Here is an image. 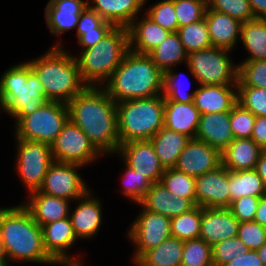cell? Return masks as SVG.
<instances>
[{"mask_svg": "<svg viewBox=\"0 0 266 266\" xmlns=\"http://www.w3.org/2000/svg\"><path fill=\"white\" fill-rule=\"evenodd\" d=\"M100 86H87L68 103L69 120L77 125L103 155L116 153L118 135L116 102Z\"/></svg>", "mask_w": 266, "mask_h": 266, "instance_id": "cell-1", "label": "cell"}, {"mask_svg": "<svg viewBox=\"0 0 266 266\" xmlns=\"http://www.w3.org/2000/svg\"><path fill=\"white\" fill-rule=\"evenodd\" d=\"M0 238L8 260L57 264L46 253L42 227L23 205L0 208Z\"/></svg>", "mask_w": 266, "mask_h": 266, "instance_id": "cell-2", "label": "cell"}, {"mask_svg": "<svg viewBox=\"0 0 266 266\" xmlns=\"http://www.w3.org/2000/svg\"><path fill=\"white\" fill-rule=\"evenodd\" d=\"M106 82L104 89L116 103L150 98L162 95L163 72L149 55L129 50Z\"/></svg>", "mask_w": 266, "mask_h": 266, "instance_id": "cell-3", "label": "cell"}, {"mask_svg": "<svg viewBox=\"0 0 266 266\" xmlns=\"http://www.w3.org/2000/svg\"><path fill=\"white\" fill-rule=\"evenodd\" d=\"M59 44L28 63L43 85L45 96L50 101L68 103L88 85L81 78L75 56L65 52Z\"/></svg>", "mask_w": 266, "mask_h": 266, "instance_id": "cell-4", "label": "cell"}, {"mask_svg": "<svg viewBox=\"0 0 266 266\" xmlns=\"http://www.w3.org/2000/svg\"><path fill=\"white\" fill-rule=\"evenodd\" d=\"M50 100L28 62L9 68L0 78V106L16 123Z\"/></svg>", "mask_w": 266, "mask_h": 266, "instance_id": "cell-5", "label": "cell"}, {"mask_svg": "<svg viewBox=\"0 0 266 266\" xmlns=\"http://www.w3.org/2000/svg\"><path fill=\"white\" fill-rule=\"evenodd\" d=\"M128 51V29L114 26L100 43L83 49L82 54L75 57L82 80L88 86H100L111 77Z\"/></svg>", "mask_w": 266, "mask_h": 266, "instance_id": "cell-6", "label": "cell"}, {"mask_svg": "<svg viewBox=\"0 0 266 266\" xmlns=\"http://www.w3.org/2000/svg\"><path fill=\"white\" fill-rule=\"evenodd\" d=\"M120 145L150 140L164 126V97L130 99L116 103Z\"/></svg>", "mask_w": 266, "mask_h": 266, "instance_id": "cell-7", "label": "cell"}, {"mask_svg": "<svg viewBox=\"0 0 266 266\" xmlns=\"http://www.w3.org/2000/svg\"><path fill=\"white\" fill-rule=\"evenodd\" d=\"M69 120L67 103L49 101L16 124V139L51 145Z\"/></svg>", "mask_w": 266, "mask_h": 266, "instance_id": "cell-8", "label": "cell"}, {"mask_svg": "<svg viewBox=\"0 0 266 266\" xmlns=\"http://www.w3.org/2000/svg\"><path fill=\"white\" fill-rule=\"evenodd\" d=\"M230 50L209 47L188 54L187 66L200 85H237L238 64L228 57Z\"/></svg>", "mask_w": 266, "mask_h": 266, "instance_id": "cell-9", "label": "cell"}, {"mask_svg": "<svg viewBox=\"0 0 266 266\" xmlns=\"http://www.w3.org/2000/svg\"><path fill=\"white\" fill-rule=\"evenodd\" d=\"M16 140L18 146L16 168L30 193L41 187L49 166L54 162L51 145L23 139Z\"/></svg>", "mask_w": 266, "mask_h": 266, "instance_id": "cell-10", "label": "cell"}, {"mask_svg": "<svg viewBox=\"0 0 266 266\" xmlns=\"http://www.w3.org/2000/svg\"><path fill=\"white\" fill-rule=\"evenodd\" d=\"M51 150L55 162L82 166L90 164L100 154L86 134L70 120L51 144Z\"/></svg>", "mask_w": 266, "mask_h": 266, "instance_id": "cell-11", "label": "cell"}, {"mask_svg": "<svg viewBox=\"0 0 266 266\" xmlns=\"http://www.w3.org/2000/svg\"><path fill=\"white\" fill-rule=\"evenodd\" d=\"M128 232L129 238L136 246L134 263L148 250L159 246L163 241L172 237L170 218L142 208Z\"/></svg>", "mask_w": 266, "mask_h": 266, "instance_id": "cell-12", "label": "cell"}, {"mask_svg": "<svg viewBox=\"0 0 266 266\" xmlns=\"http://www.w3.org/2000/svg\"><path fill=\"white\" fill-rule=\"evenodd\" d=\"M80 167L83 166L54 161L49 166L38 191L69 201L82 198L89 191V188H87V185L77 173Z\"/></svg>", "mask_w": 266, "mask_h": 266, "instance_id": "cell-13", "label": "cell"}, {"mask_svg": "<svg viewBox=\"0 0 266 266\" xmlns=\"http://www.w3.org/2000/svg\"><path fill=\"white\" fill-rule=\"evenodd\" d=\"M118 153H121L127 166L145 175L153 184L160 182L165 169L150 140H133L121 144Z\"/></svg>", "mask_w": 266, "mask_h": 266, "instance_id": "cell-14", "label": "cell"}, {"mask_svg": "<svg viewBox=\"0 0 266 266\" xmlns=\"http://www.w3.org/2000/svg\"><path fill=\"white\" fill-rule=\"evenodd\" d=\"M222 164L221 152L196 138L190 139L180 153L175 169L197 177Z\"/></svg>", "mask_w": 266, "mask_h": 266, "instance_id": "cell-15", "label": "cell"}, {"mask_svg": "<svg viewBox=\"0 0 266 266\" xmlns=\"http://www.w3.org/2000/svg\"><path fill=\"white\" fill-rule=\"evenodd\" d=\"M196 206L203 208H228V169L222 164L216 169L195 177Z\"/></svg>", "mask_w": 266, "mask_h": 266, "instance_id": "cell-16", "label": "cell"}, {"mask_svg": "<svg viewBox=\"0 0 266 266\" xmlns=\"http://www.w3.org/2000/svg\"><path fill=\"white\" fill-rule=\"evenodd\" d=\"M43 244L46 253L59 265L80 263V259H72L67 250L77 240L70 217L57 220L42 226Z\"/></svg>", "mask_w": 266, "mask_h": 266, "instance_id": "cell-17", "label": "cell"}, {"mask_svg": "<svg viewBox=\"0 0 266 266\" xmlns=\"http://www.w3.org/2000/svg\"><path fill=\"white\" fill-rule=\"evenodd\" d=\"M239 222L228 208H203L200 238L210 246L237 237Z\"/></svg>", "mask_w": 266, "mask_h": 266, "instance_id": "cell-18", "label": "cell"}, {"mask_svg": "<svg viewBox=\"0 0 266 266\" xmlns=\"http://www.w3.org/2000/svg\"><path fill=\"white\" fill-rule=\"evenodd\" d=\"M138 205H142L145 210L162 214L170 219L196 207L190 199L172 194L161 182L152 184Z\"/></svg>", "mask_w": 266, "mask_h": 266, "instance_id": "cell-19", "label": "cell"}, {"mask_svg": "<svg viewBox=\"0 0 266 266\" xmlns=\"http://www.w3.org/2000/svg\"><path fill=\"white\" fill-rule=\"evenodd\" d=\"M88 6L83 0H49L45 8V20L53 35L77 28L81 13Z\"/></svg>", "mask_w": 266, "mask_h": 266, "instance_id": "cell-20", "label": "cell"}, {"mask_svg": "<svg viewBox=\"0 0 266 266\" xmlns=\"http://www.w3.org/2000/svg\"><path fill=\"white\" fill-rule=\"evenodd\" d=\"M195 138L222 152L235 139L231 130L230 111L201 114Z\"/></svg>", "mask_w": 266, "mask_h": 266, "instance_id": "cell-21", "label": "cell"}, {"mask_svg": "<svg viewBox=\"0 0 266 266\" xmlns=\"http://www.w3.org/2000/svg\"><path fill=\"white\" fill-rule=\"evenodd\" d=\"M236 103L237 85H200L194 95V105L200 114L229 112Z\"/></svg>", "mask_w": 266, "mask_h": 266, "instance_id": "cell-22", "label": "cell"}, {"mask_svg": "<svg viewBox=\"0 0 266 266\" xmlns=\"http://www.w3.org/2000/svg\"><path fill=\"white\" fill-rule=\"evenodd\" d=\"M29 202L22 205L30 212L33 220L43 226L69 217V200L41 193L38 190L30 192Z\"/></svg>", "mask_w": 266, "mask_h": 266, "instance_id": "cell-23", "label": "cell"}, {"mask_svg": "<svg viewBox=\"0 0 266 266\" xmlns=\"http://www.w3.org/2000/svg\"><path fill=\"white\" fill-rule=\"evenodd\" d=\"M204 18L212 46L232 50L241 36L242 22L227 14L212 10L209 6Z\"/></svg>", "mask_w": 266, "mask_h": 266, "instance_id": "cell-24", "label": "cell"}, {"mask_svg": "<svg viewBox=\"0 0 266 266\" xmlns=\"http://www.w3.org/2000/svg\"><path fill=\"white\" fill-rule=\"evenodd\" d=\"M200 112L194 102L164 101V127L194 139L198 130Z\"/></svg>", "mask_w": 266, "mask_h": 266, "instance_id": "cell-25", "label": "cell"}, {"mask_svg": "<svg viewBox=\"0 0 266 266\" xmlns=\"http://www.w3.org/2000/svg\"><path fill=\"white\" fill-rule=\"evenodd\" d=\"M90 194L88 191L82 198H79L77 208L69 215L77 239L95 236L102 224L101 202L99 199L91 198Z\"/></svg>", "mask_w": 266, "mask_h": 266, "instance_id": "cell-26", "label": "cell"}, {"mask_svg": "<svg viewBox=\"0 0 266 266\" xmlns=\"http://www.w3.org/2000/svg\"><path fill=\"white\" fill-rule=\"evenodd\" d=\"M263 149L251 138L234 139L222 152V165L230 171L254 170Z\"/></svg>", "mask_w": 266, "mask_h": 266, "instance_id": "cell-27", "label": "cell"}, {"mask_svg": "<svg viewBox=\"0 0 266 266\" xmlns=\"http://www.w3.org/2000/svg\"><path fill=\"white\" fill-rule=\"evenodd\" d=\"M127 29L129 32V50L147 55L171 33L147 16H144L138 23L134 20Z\"/></svg>", "mask_w": 266, "mask_h": 266, "instance_id": "cell-28", "label": "cell"}, {"mask_svg": "<svg viewBox=\"0 0 266 266\" xmlns=\"http://www.w3.org/2000/svg\"><path fill=\"white\" fill-rule=\"evenodd\" d=\"M88 6L114 26L128 27L138 18L146 0H92ZM148 1V0H147ZM92 4V5H91Z\"/></svg>", "mask_w": 266, "mask_h": 266, "instance_id": "cell-29", "label": "cell"}, {"mask_svg": "<svg viewBox=\"0 0 266 266\" xmlns=\"http://www.w3.org/2000/svg\"><path fill=\"white\" fill-rule=\"evenodd\" d=\"M189 140L190 138L186 135L164 126L150 139L164 169L175 167L180 153Z\"/></svg>", "mask_w": 266, "mask_h": 266, "instance_id": "cell-30", "label": "cell"}, {"mask_svg": "<svg viewBox=\"0 0 266 266\" xmlns=\"http://www.w3.org/2000/svg\"><path fill=\"white\" fill-rule=\"evenodd\" d=\"M183 249L184 240L170 237L146 251L135 263L137 266H181Z\"/></svg>", "mask_w": 266, "mask_h": 266, "instance_id": "cell-31", "label": "cell"}, {"mask_svg": "<svg viewBox=\"0 0 266 266\" xmlns=\"http://www.w3.org/2000/svg\"><path fill=\"white\" fill-rule=\"evenodd\" d=\"M228 189L230 204L243 196L262 197L266 195V185L255 170H228Z\"/></svg>", "mask_w": 266, "mask_h": 266, "instance_id": "cell-32", "label": "cell"}, {"mask_svg": "<svg viewBox=\"0 0 266 266\" xmlns=\"http://www.w3.org/2000/svg\"><path fill=\"white\" fill-rule=\"evenodd\" d=\"M240 39L250 54L245 61L266 60V19L242 22Z\"/></svg>", "mask_w": 266, "mask_h": 266, "instance_id": "cell-33", "label": "cell"}, {"mask_svg": "<svg viewBox=\"0 0 266 266\" xmlns=\"http://www.w3.org/2000/svg\"><path fill=\"white\" fill-rule=\"evenodd\" d=\"M148 55L163 73L171 69L173 65L182 63L183 60L187 62L188 57L177 32L170 33Z\"/></svg>", "mask_w": 266, "mask_h": 266, "instance_id": "cell-34", "label": "cell"}, {"mask_svg": "<svg viewBox=\"0 0 266 266\" xmlns=\"http://www.w3.org/2000/svg\"><path fill=\"white\" fill-rule=\"evenodd\" d=\"M202 207L170 219L171 235L181 240L200 238Z\"/></svg>", "mask_w": 266, "mask_h": 266, "instance_id": "cell-35", "label": "cell"}, {"mask_svg": "<svg viewBox=\"0 0 266 266\" xmlns=\"http://www.w3.org/2000/svg\"><path fill=\"white\" fill-rule=\"evenodd\" d=\"M177 33L187 54L212 46L205 18L179 27Z\"/></svg>", "mask_w": 266, "mask_h": 266, "instance_id": "cell-36", "label": "cell"}, {"mask_svg": "<svg viewBox=\"0 0 266 266\" xmlns=\"http://www.w3.org/2000/svg\"><path fill=\"white\" fill-rule=\"evenodd\" d=\"M160 182L175 196L190 199L196 205L195 177L175 168H168L165 169Z\"/></svg>", "mask_w": 266, "mask_h": 266, "instance_id": "cell-37", "label": "cell"}, {"mask_svg": "<svg viewBox=\"0 0 266 266\" xmlns=\"http://www.w3.org/2000/svg\"><path fill=\"white\" fill-rule=\"evenodd\" d=\"M212 261V246L202 238L184 240L181 266H210Z\"/></svg>", "mask_w": 266, "mask_h": 266, "instance_id": "cell-38", "label": "cell"}, {"mask_svg": "<svg viewBox=\"0 0 266 266\" xmlns=\"http://www.w3.org/2000/svg\"><path fill=\"white\" fill-rule=\"evenodd\" d=\"M237 86L266 89V60L239 63Z\"/></svg>", "mask_w": 266, "mask_h": 266, "instance_id": "cell-39", "label": "cell"}, {"mask_svg": "<svg viewBox=\"0 0 266 266\" xmlns=\"http://www.w3.org/2000/svg\"><path fill=\"white\" fill-rule=\"evenodd\" d=\"M237 103L255 116H266V89L237 86Z\"/></svg>", "mask_w": 266, "mask_h": 266, "instance_id": "cell-40", "label": "cell"}, {"mask_svg": "<svg viewBox=\"0 0 266 266\" xmlns=\"http://www.w3.org/2000/svg\"><path fill=\"white\" fill-rule=\"evenodd\" d=\"M249 251L238 237H232L212 246V261L215 265L224 266L234 258Z\"/></svg>", "mask_w": 266, "mask_h": 266, "instance_id": "cell-41", "label": "cell"}, {"mask_svg": "<svg viewBox=\"0 0 266 266\" xmlns=\"http://www.w3.org/2000/svg\"><path fill=\"white\" fill-rule=\"evenodd\" d=\"M178 27L204 19L207 5L202 0H172Z\"/></svg>", "mask_w": 266, "mask_h": 266, "instance_id": "cell-42", "label": "cell"}, {"mask_svg": "<svg viewBox=\"0 0 266 266\" xmlns=\"http://www.w3.org/2000/svg\"><path fill=\"white\" fill-rule=\"evenodd\" d=\"M125 168L123 180L126 183H123L124 190L122 192L134 202L139 203L153 183L145 175H141L140 172L133 170L126 164Z\"/></svg>", "mask_w": 266, "mask_h": 266, "instance_id": "cell-43", "label": "cell"}, {"mask_svg": "<svg viewBox=\"0 0 266 266\" xmlns=\"http://www.w3.org/2000/svg\"><path fill=\"white\" fill-rule=\"evenodd\" d=\"M146 16L171 33L178 31V22L172 0H162L146 11Z\"/></svg>", "mask_w": 266, "mask_h": 266, "instance_id": "cell-44", "label": "cell"}, {"mask_svg": "<svg viewBox=\"0 0 266 266\" xmlns=\"http://www.w3.org/2000/svg\"><path fill=\"white\" fill-rule=\"evenodd\" d=\"M256 116L236 103L230 111L231 130L234 138H251Z\"/></svg>", "mask_w": 266, "mask_h": 266, "instance_id": "cell-45", "label": "cell"}, {"mask_svg": "<svg viewBox=\"0 0 266 266\" xmlns=\"http://www.w3.org/2000/svg\"><path fill=\"white\" fill-rule=\"evenodd\" d=\"M179 74H175L173 71V68L165 71L163 73V91L162 96L164 97V101H175L178 103H189V102H194V95L196 93L195 91L189 93V92H184L181 89V81L180 77L178 76ZM189 93V94H188Z\"/></svg>", "mask_w": 266, "mask_h": 266, "instance_id": "cell-46", "label": "cell"}, {"mask_svg": "<svg viewBox=\"0 0 266 266\" xmlns=\"http://www.w3.org/2000/svg\"><path fill=\"white\" fill-rule=\"evenodd\" d=\"M209 7L241 22L255 19L249 0H213Z\"/></svg>", "mask_w": 266, "mask_h": 266, "instance_id": "cell-47", "label": "cell"}, {"mask_svg": "<svg viewBox=\"0 0 266 266\" xmlns=\"http://www.w3.org/2000/svg\"><path fill=\"white\" fill-rule=\"evenodd\" d=\"M237 237L249 250L256 251L266 244V227L254 221L240 222Z\"/></svg>", "mask_w": 266, "mask_h": 266, "instance_id": "cell-48", "label": "cell"}, {"mask_svg": "<svg viewBox=\"0 0 266 266\" xmlns=\"http://www.w3.org/2000/svg\"><path fill=\"white\" fill-rule=\"evenodd\" d=\"M261 197L243 196L232 201L228 209L238 222L253 221Z\"/></svg>", "mask_w": 266, "mask_h": 266, "instance_id": "cell-49", "label": "cell"}, {"mask_svg": "<svg viewBox=\"0 0 266 266\" xmlns=\"http://www.w3.org/2000/svg\"><path fill=\"white\" fill-rule=\"evenodd\" d=\"M105 20L89 6L81 13L77 24V38L83 33L95 31Z\"/></svg>", "mask_w": 266, "mask_h": 266, "instance_id": "cell-50", "label": "cell"}, {"mask_svg": "<svg viewBox=\"0 0 266 266\" xmlns=\"http://www.w3.org/2000/svg\"><path fill=\"white\" fill-rule=\"evenodd\" d=\"M114 27V25L108 21H104L95 31L85 32L79 38V44L82 49H87L100 43V41L106 36V34Z\"/></svg>", "mask_w": 266, "mask_h": 266, "instance_id": "cell-51", "label": "cell"}, {"mask_svg": "<svg viewBox=\"0 0 266 266\" xmlns=\"http://www.w3.org/2000/svg\"><path fill=\"white\" fill-rule=\"evenodd\" d=\"M251 139L266 149V116H256Z\"/></svg>", "mask_w": 266, "mask_h": 266, "instance_id": "cell-52", "label": "cell"}, {"mask_svg": "<svg viewBox=\"0 0 266 266\" xmlns=\"http://www.w3.org/2000/svg\"><path fill=\"white\" fill-rule=\"evenodd\" d=\"M224 266H264L256 251L250 250L249 252L239 255L234 260L228 262Z\"/></svg>", "mask_w": 266, "mask_h": 266, "instance_id": "cell-53", "label": "cell"}, {"mask_svg": "<svg viewBox=\"0 0 266 266\" xmlns=\"http://www.w3.org/2000/svg\"><path fill=\"white\" fill-rule=\"evenodd\" d=\"M253 221L257 222L261 226L266 227V195L260 198V201H259V204L256 210V215Z\"/></svg>", "mask_w": 266, "mask_h": 266, "instance_id": "cell-54", "label": "cell"}, {"mask_svg": "<svg viewBox=\"0 0 266 266\" xmlns=\"http://www.w3.org/2000/svg\"><path fill=\"white\" fill-rule=\"evenodd\" d=\"M255 18L266 19V0H249Z\"/></svg>", "mask_w": 266, "mask_h": 266, "instance_id": "cell-55", "label": "cell"}, {"mask_svg": "<svg viewBox=\"0 0 266 266\" xmlns=\"http://www.w3.org/2000/svg\"><path fill=\"white\" fill-rule=\"evenodd\" d=\"M266 185V150H263L254 169Z\"/></svg>", "mask_w": 266, "mask_h": 266, "instance_id": "cell-56", "label": "cell"}, {"mask_svg": "<svg viewBox=\"0 0 266 266\" xmlns=\"http://www.w3.org/2000/svg\"><path fill=\"white\" fill-rule=\"evenodd\" d=\"M258 257L262 261L263 265L266 266V244H264L261 248L256 250Z\"/></svg>", "mask_w": 266, "mask_h": 266, "instance_id": "cell-57", "label": "cell"}, {"mask_svg": "<svg viewBox=\"0 0 266 266\" xmlns=\"http://www.w3.org/2000/svg\"><path fill=\"white\" fill-rule=\"evenodd\" d=\"M0 259H7L6 256L3 254L1 238H0Z\"/></svg>", "mask_w": 266, "mask_h": 266, "instance_id": "cell-58", "label": "cell"}, {"mask_svg": "<svg viewBox=\"0 0 266 266\" xmlns=\"http://www.w3.org/2000/svg\"><path fill=\"white\" fill-rule=\"evenodd\" d=\"M8 259H0V266H8L9 262Z\"/></svg>", "mask_w": 266, "mask_h": 266, "instance_id": "cell-59", "label": "cell"}, {"mask_svg": "<svg viewBox=\"0 0 266 266\" xmlns=\"http://www.w3.org/2000/svg\"><path fill=\"white\" fill-rule=\"evenodd\" d=\"M207 6L211 4L213 0H202Z\"/></svg>", "mask_w": 266, "mask_h": 266, "instance_id": "cell-60", "label": "cell"}, {"mask_svg": "<svg viewBox=\"0 0 266 266\" xmlns=\"http://www.w3.org/2000/svg\"><path fill=\"white\" fill-rule=\"evenodd\" d=\"M82 264H83L82 262L80 263L78 262V263L70 264L68 266H83Z\"/></svg>", "mask_w": 266, "mask_h": 266, "instance_id": "cell-61", "label": "cell"}]
</instances>
